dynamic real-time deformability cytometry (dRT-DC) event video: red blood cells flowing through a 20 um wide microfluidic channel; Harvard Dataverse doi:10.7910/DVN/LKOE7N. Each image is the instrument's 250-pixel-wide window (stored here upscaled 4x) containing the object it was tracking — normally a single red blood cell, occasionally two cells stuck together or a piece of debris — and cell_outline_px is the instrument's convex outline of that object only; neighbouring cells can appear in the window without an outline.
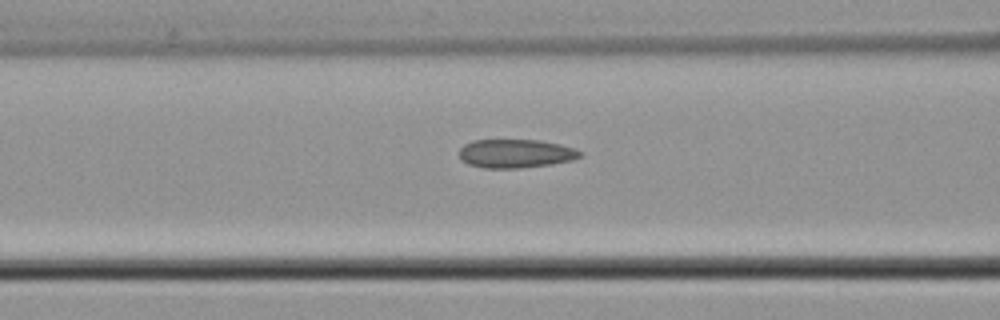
{"species": "common noctule bat (a hibernating species)", "species_latin": "Nyctalus noctula", "temperature_condition": "cold", "stored_images_in_passage": 32, "camera_frame_rate_fps": 3000, "um_per_image_px": 0.085, "animal": {"sex": "male", "body_mass_g": 21.5, "forearm_length_mm": 52.0}, "frame": {"image": 1, "passage_image": 14, "time_ms": 4.333, "image_size_px": [1000, 320], "cell_outline_px": [[580, 156], [572, 160], [552, 164], [520, 168], [484, 168], [468, 164], [460, 160], [460, 148], [464, 144], [472, 140], [540, 140], [560, 144], [572, 148], [580, 152]], "centroid_in_image_um": [43.78, 13.05], "position_along_channel_um": 122.8, "area_um2": 20.11}}
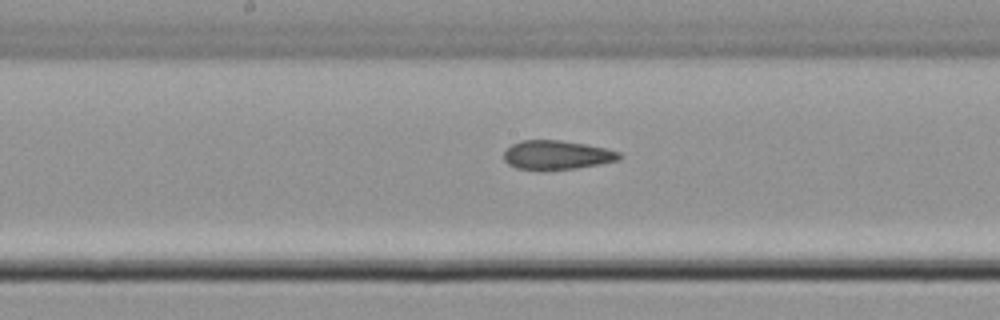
{"frame": {"image": 2, "passage_image": 20, "time_ms": 6.333, "image_size_px": [1000, 320], "cell_outline_px": [[620, 160], [600, 164], [576, 168], [516, 168], [508, 164], [504, 160], [504, 152], [512, 144], [520, 140], [560, 140], [584, 144], [604, 148], [620, 152]], "centroid_in_image_um": [47.33, 13.15], "position_along_channel_um": 200.9, "area_um2": 19.02}}
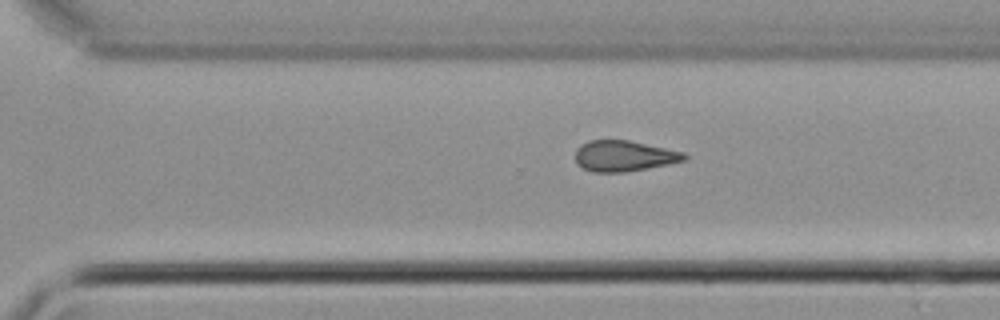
{"frame": {"image": 3, "passage_image": 29, "time_ms": 9.333, "image_size_px": [1000, 320], "cell_outline_px": [[688, 160], [668, 164], [624, 172], [592, 172], [584, 168], [576, 160], [576, 148], [580, 144], [588, 140], [628, 140], [684, 152], [688, 156]], "centroid_in_image_um": [53.05, 13.25], "position_along_channel_um": 317.5, "area_um2": 19.48}}